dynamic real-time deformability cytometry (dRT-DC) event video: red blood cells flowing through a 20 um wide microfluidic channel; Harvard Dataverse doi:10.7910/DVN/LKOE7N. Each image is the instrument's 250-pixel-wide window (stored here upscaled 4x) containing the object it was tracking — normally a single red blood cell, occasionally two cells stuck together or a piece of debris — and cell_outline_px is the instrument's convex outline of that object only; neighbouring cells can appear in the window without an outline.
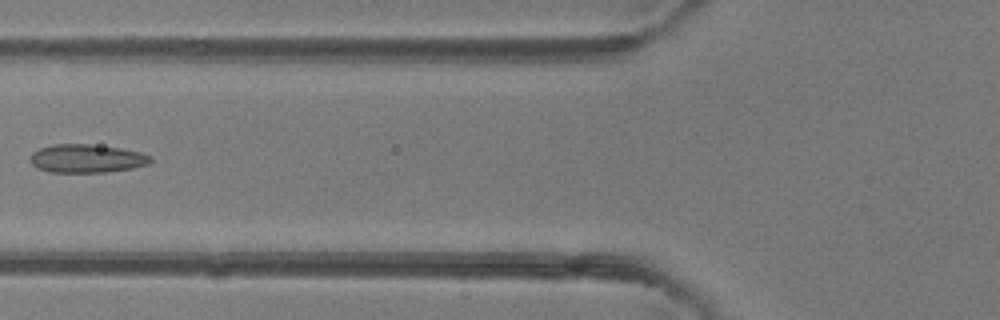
{"species": "common noctule bat (a hibernating species)", "species_latin": "Nyctalus noctula", "temperature_condition": "room temperature", "stored_images_in_passage": 5, "camera_frame_rate_fps": 3000, "um_per_image_px": 0.085, "animal": {"sex": "female"}, "frame": {"image": 1, "passage_image": 5, "time_ms": 5.333, "image_size_px": [1000, 320], "cell_outline_px": [[152, 160], [148, 164], [132, 168], [108, 172], [48, 172], [36, 168], [28, 160], [28, 156], [32, 152], [40, 148], [52, 144], [88, 144], [120, 148], [140, 152], [152, 156]], "centroid_in_image_um": [7.32, 13.47], "position_along_channel_um": 118.5, "area_um2": 20.11}}